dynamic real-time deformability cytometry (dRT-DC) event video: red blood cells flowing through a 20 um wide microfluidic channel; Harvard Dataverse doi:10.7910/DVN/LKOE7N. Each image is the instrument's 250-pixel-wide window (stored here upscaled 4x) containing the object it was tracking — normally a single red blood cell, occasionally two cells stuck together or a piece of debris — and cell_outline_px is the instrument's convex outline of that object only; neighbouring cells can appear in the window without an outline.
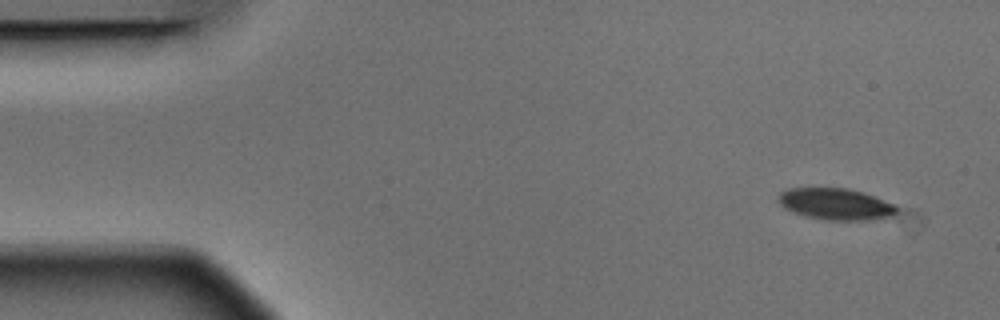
{"species": "Egyptian fruit bat (a non-hibernating species)", "species_latin": "Rousettus aegyptiacus", "temperature_condition": "warm", "stored_images_in_passage": 5, "camera_frame_rate_fps": 3000, "um_per_image_px": 0.085, "animal": {"sex": "male"}, "frame": {"image": 1, "passage_image": 1, "time_ms": 0.0, "image_size_px": [1000, 320], "cell_outline_px": [[896, 212], [892, 216], [868, 220], [828, 220], [808, 216], [784, 208], [780, 204], [780, 192], [788, 188], [848, 188], [896, 204]], "centroid_in_image_um": [71.05, 17.34], "position_along_channel_um": 14.0, "area_um2": 21.33}}
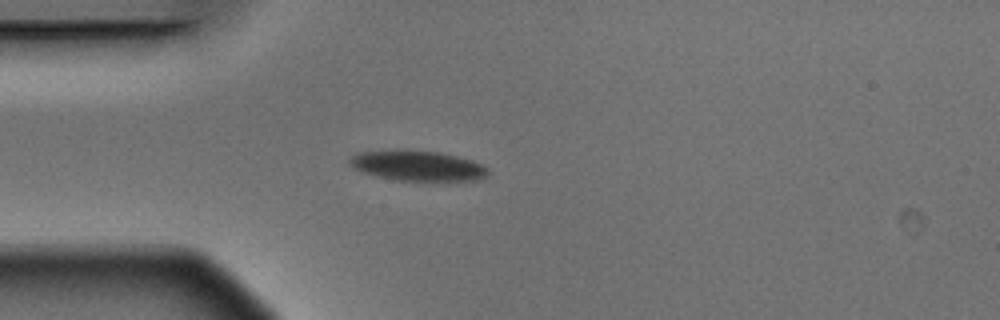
{"frame": {"image": 2, "passage_image": 4, "time_ms": 1.0, "image_size_px": [1000, 320], "cell_outline_px": [[488, 172], [484, 176], [476, 180], [396, 180], [376, 176], [352, 168], [348, 160], [356, 152], [396, 148], [404, 148], [440, 152], [472, 160], [488, 168]], "centroid_in_image_um": [35.4, 14.04], "position_along_channel_um": 49.6, "area_um2": 24.68}}